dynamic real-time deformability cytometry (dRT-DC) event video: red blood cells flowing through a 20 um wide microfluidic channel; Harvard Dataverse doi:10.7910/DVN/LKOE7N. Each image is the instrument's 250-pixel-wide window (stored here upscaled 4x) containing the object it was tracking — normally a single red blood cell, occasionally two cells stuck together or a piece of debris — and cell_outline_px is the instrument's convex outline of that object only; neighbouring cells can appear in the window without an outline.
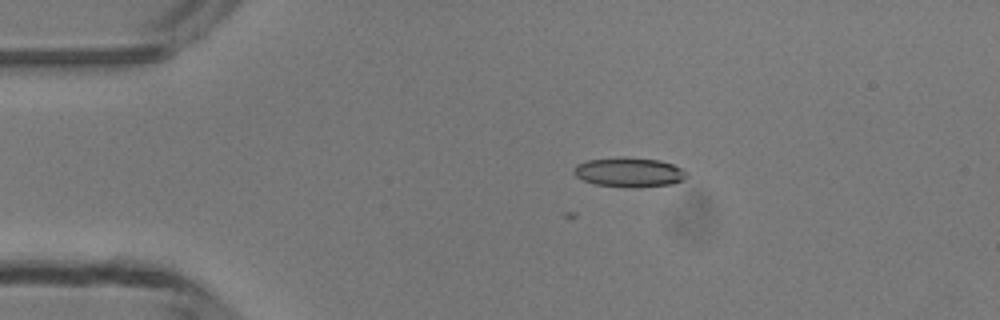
{"species": "common noctule bat (a hibernating species)", "species_latin": "Nyctalus noctula", "temperature_condition": "room temperature", "stored_images_in_passage": 2, "camera_frame_rate_fps": 3000, "um_per_image_px": 0.085, "animal": {"sex": "male", "body_mass_g": 13.3}, "frame": {"image": 1, "passage_image": 2, "time_ms": 0.333, "image_size_px": [1000, 320], "cell_outline_px": [[688, 176], [684, 180], [672, 184], [628, 188], [624, 188], [596, 184], [584, 180], [576, 176], [572, 172], [572, 168], [576, 164], [588, 160], [620, 156], [624, 156], [660, 160], [672, 164], [688, 172]], "centroid_in_image_um": [53.47, 14.63], "position_along_channel_um": 31.5, "area_um2": 19.77}}